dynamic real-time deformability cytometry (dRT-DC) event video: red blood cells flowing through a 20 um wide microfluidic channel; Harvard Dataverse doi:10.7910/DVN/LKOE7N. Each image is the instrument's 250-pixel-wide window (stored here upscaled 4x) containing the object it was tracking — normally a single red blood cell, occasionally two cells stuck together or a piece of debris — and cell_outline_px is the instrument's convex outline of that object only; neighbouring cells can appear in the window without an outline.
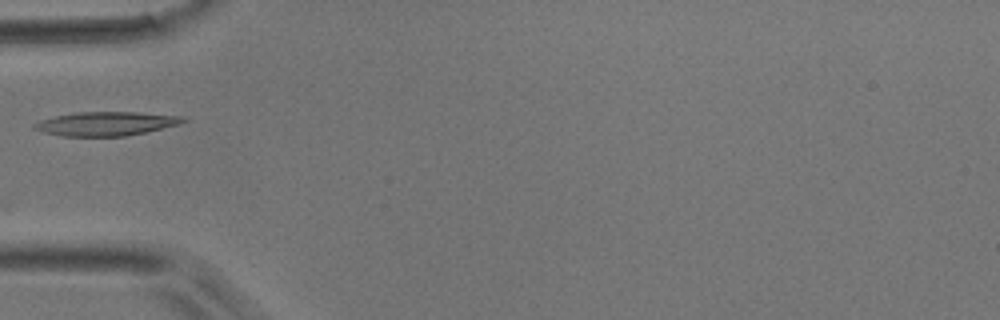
{"species": "common noctule bat (a hibernating species)", "species_latin": "Nyctalus noctula", "temperature_condition": "room temperature", "stored_images_in_passage": 31, "camera_frame_rate_fps": 3000, "um_per_image_px": 0.085, "animal": {"sex": "male", "body_mass_g": 17.9}, "frame": {"image": 1, "passage_image": 1, "time_ms": 0.0, "image_size_px": [1000, 320], "cell_outline_px": [[188, 120], [180, 124], [144, 132], [124, 136], [60, 136], [44, 132], [32, 128], [32, 124], [40, 120], [56, 116], [76, 112], [140, 112], [184, 116]], "centroid_in_image_um": [9.02, 10.5], "position_along_channel_um": 76.0, "area_um2": 20.75}}
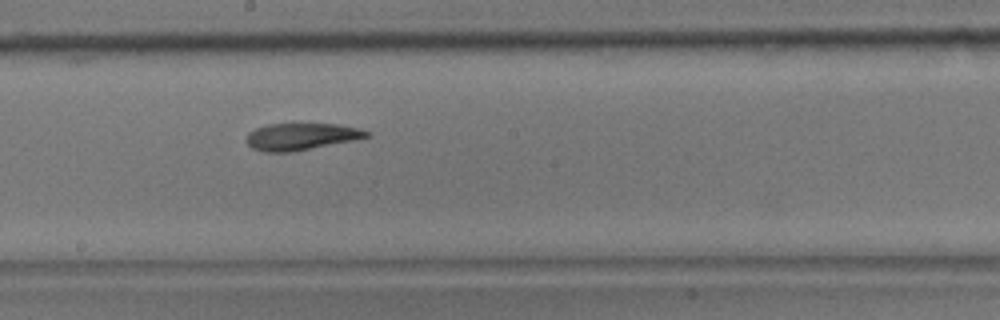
{"frame": {"image": 2, "passage_image": 12, "time_ms": 3.667, "image_size_px": [1000, 320], "cell_outline_px": [[372, 136], [292, 152], [264, 152], [252, 148], [248, 144], [248, 132], [256, 128], [268, 124], [336, 124], [360, 128], [372, 132]], "centroid_in_image_um": [25.63, 11.6], "position_along_channel_um": 222.6, "area_um2": 18.73}}
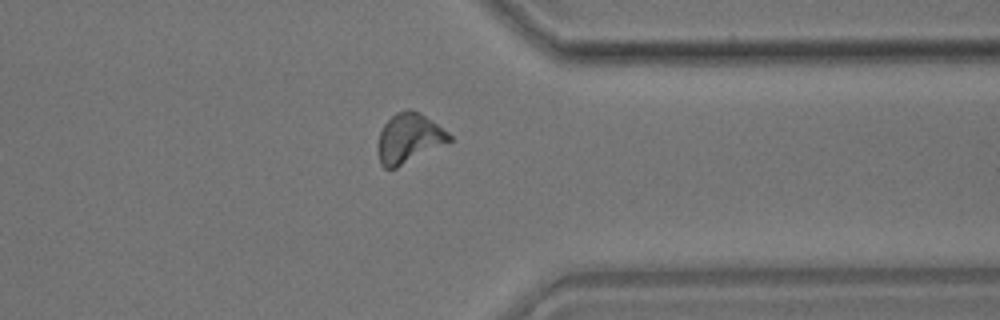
{"frame": {"image": 3, "passage_image": 24, "time_ms": 7.667, "image_size_px": [1000, 320], "cell_outline_px": [[452, 140], [396, 168], [384, 168], [380, 164], [376, 144], [380, 132], [384, 124], [396, 112], [408, 108], [420, 112], [448, 132], [452, 136]], "centroid_in_image_um": [34.73, 11.74], "position_along_channel_um": 376.7, "area_um2": 20.58}}